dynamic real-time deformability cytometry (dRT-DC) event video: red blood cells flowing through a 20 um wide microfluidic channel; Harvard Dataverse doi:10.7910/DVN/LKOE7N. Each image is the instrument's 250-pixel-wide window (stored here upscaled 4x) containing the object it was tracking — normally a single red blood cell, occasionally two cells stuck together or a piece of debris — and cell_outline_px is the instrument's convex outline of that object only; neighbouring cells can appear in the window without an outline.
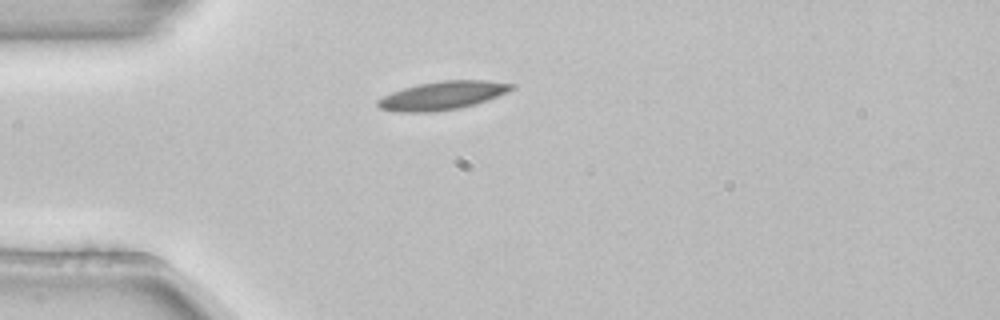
{"species": "common noctule bat (a hibernating species)", "species_latin": "Nyctalus noctula", "temperature_condition": "room temperature", "stored_images_in_passage": 1, "camera_frame_rate_fps": 3000, "um_per_image_px": 0.085, "animal": {"sex": "female", "body_mass_g": 22.7, "forearm_length_mm": 54.2}, "frame": {"image": 1, "passage_image": 1, "time_ms": 0.0, "image_size_px": [1000, 320], "cell_outline_px": [[516, 88], [496, 96], [460, 108], [432, 112], [392, 112], [380, 108], [376, 104], [376, 100], [392, 92], [404, 88], [420, 84], [440, 80], [488, 80], [516, 84]], "centroid_in_image_um": [37.59, 8.12], "position_along_channel_um": 47.4, "area_um2": 22.02}}